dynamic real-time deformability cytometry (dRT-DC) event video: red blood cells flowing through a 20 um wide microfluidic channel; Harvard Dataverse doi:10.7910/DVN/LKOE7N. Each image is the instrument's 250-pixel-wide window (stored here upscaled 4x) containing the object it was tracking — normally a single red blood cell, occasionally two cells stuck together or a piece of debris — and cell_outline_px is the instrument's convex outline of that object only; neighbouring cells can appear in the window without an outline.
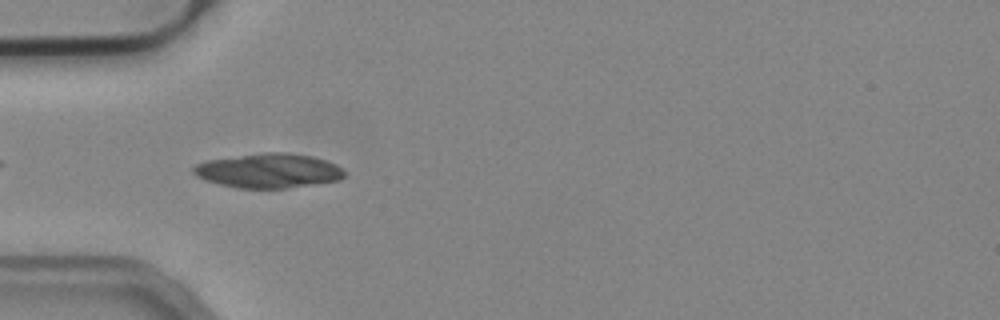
{"species": "common noctule bat (a hibernating species)", "species_latin": "Nyctalus noctula", "temperature_condition": "cold", "stored_images_in_passage": 6, "camera_frame_rate_fps": 3000, "um_per_image_px": 0.085, "animal": {"sex": "male", "body_mass_g": 19.2, "forearm_length_mm": 51.8}, "frame": {"image": 1, "passage_image": 3, "time_ms": 0.667, "image_size_px": [1000, 320], "cell_outline_px": [[344, 176], [340, 180], [288, 188], [236, 188], [204, 180], [196, 176], [192, 172], [192, 168], [196, 164], [204, 160], [264, 152], [284, 152], [312, 156], [328, 160], [336, 164], [344, 172]], "centroid_in_image_um": [22.8, 14.5], "position_along_channel_um": 62.2, "area_um2": 30.52}}